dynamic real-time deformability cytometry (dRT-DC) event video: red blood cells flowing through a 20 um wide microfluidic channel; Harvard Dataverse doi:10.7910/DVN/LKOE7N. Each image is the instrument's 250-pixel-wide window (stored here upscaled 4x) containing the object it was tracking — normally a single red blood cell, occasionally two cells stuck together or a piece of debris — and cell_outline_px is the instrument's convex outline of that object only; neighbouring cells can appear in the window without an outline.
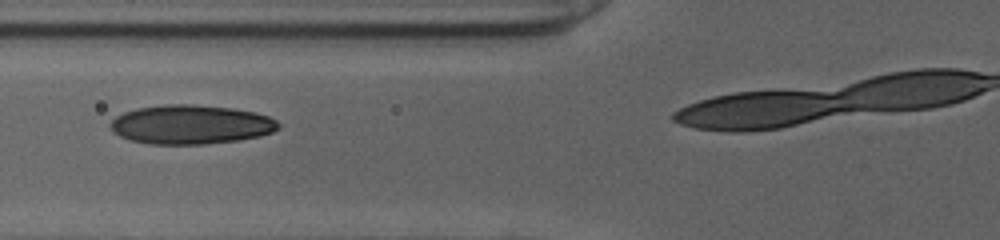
{"species": "human", "species_latin": "Homo sapiens", "temperature_condition": "cold", "stored_images_in_passage": 31, "camera_frame_rate_fps": 3000, "um_per_image_px": 0.085, "donor": {"sex": "female"}, "frame": {"image": 1, "passage_image": 15, "time_ms": 4.667, "image_size_px": [1000, 240], "cell_outline_px": [[280, 128], [272, 132], [260, 136], [240, 140], [204, 144], [152, 144], [128, 140], [112, 132], [108, 124], [116, 116], [124, 112], [136, 108], [164, 104], [192, 104], [232, 108], [256, 112], [268, 116], [276, 120], [280, 124]], "centroid_in_image_um": [16.21, 10.58], "position_along_channel_um": 109.6, "area_um2": 38.67}}
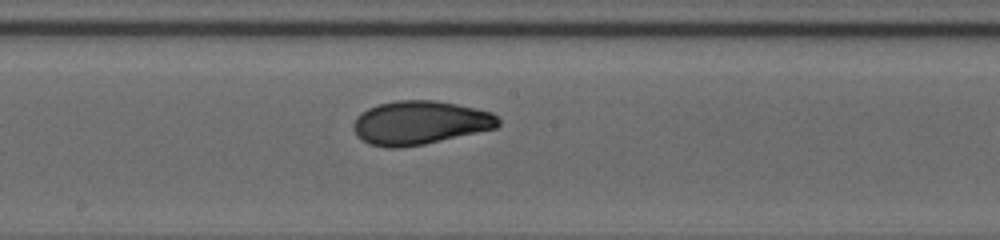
{"frame": {"image": 2, "passage_image": 23, "time_ms": 7.333, "image_size_px": [1000, 240], "cell_outline_px": [[500, 124], [496, 128], [424, 144], [400, 148], [384, 148], [368, 144], [360, 140], [356, 136], [352, 128], [352, 124], [356, 116], [360, 112], [368, 108], [380, 104], [396, 100], [436, 100], [476, 108], [492, 112], [500, 120]], "centroid_in_image_um": [35.64, 10.44], "position_along_channel_um": 212.6, "area_um2": 37.22}}
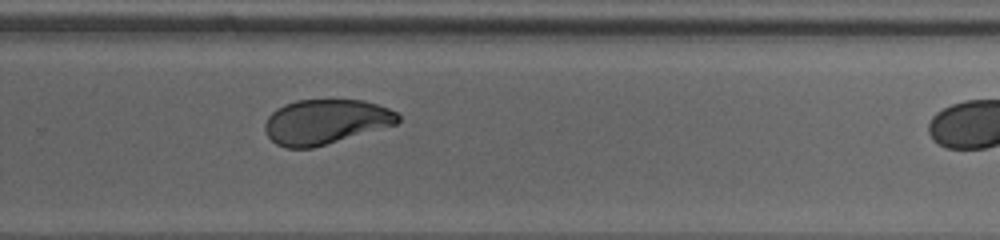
{"frame": {"image": 3, "passage_image": 30, "time_ms": 9.667, "image_size_px": [1000, 240], "cell_outline_px": [[400, 120], [396, 124], [312, 148], [284, 148], [276, 144], [268, 136], [264, 128], [264, 124], [268, 116], [276, 108], [284, 104], [296, 100], [364, 100], [388, 108], [396, 112], [400, 116]], "centroid_in_image_um": [27.64, 10.34], "position_along_channel_um": 302.2, "area_um2": 34.62}}